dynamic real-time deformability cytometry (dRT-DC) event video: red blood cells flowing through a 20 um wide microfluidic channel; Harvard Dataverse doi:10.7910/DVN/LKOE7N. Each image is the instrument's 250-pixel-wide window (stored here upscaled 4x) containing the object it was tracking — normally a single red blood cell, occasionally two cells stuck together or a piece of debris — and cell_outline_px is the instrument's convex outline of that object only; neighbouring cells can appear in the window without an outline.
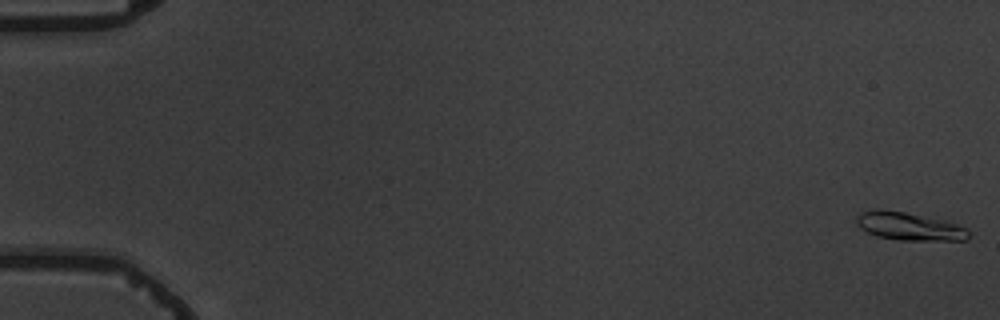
{"species": "common noctule bat (a hibernating species)", "species_latin": "Nyctalus noctula", "temperature_condition": "warm", "stored_images_in_passage": 8, "camera_frame_rate_fps": 3000, "um_per_image_px": 0.085, "animal": {"sex": "male", "body_mass_g": 19.5, "forearm_length_mm": 54.6}, "frame": {"image": 1, "passage_image": 1, "time_ms": 0.0, "image_size_px": [1000, 320], "cell_outline_px": [[968, 240], [900, 240], [876, 236], [860, 228], [856, 224], [856, 216], [860, 212], [876, 208], [904, 212], [944, 220], [968, 228]], "centroid_in_image_um": [77.24, 19.23], "position_along_channel_um": 7.8, "area_um2": 18.32}}
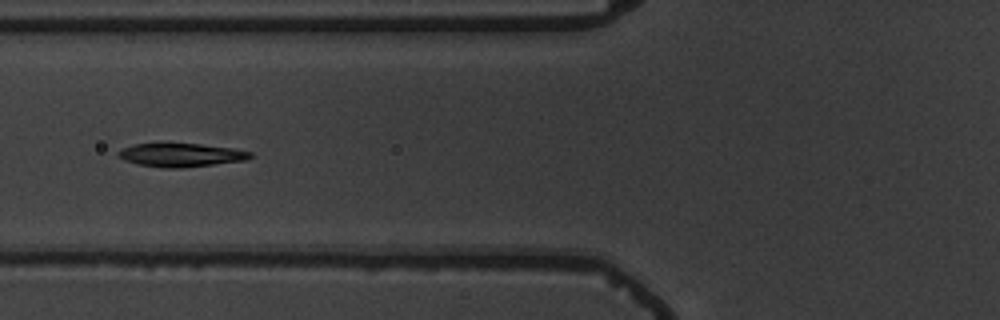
{"frame": {"image": 2, "passage_image": 7, "time_ms": 7.333, "image_size_px": [1000, 320], "cell_outline_px": [[252, 156], [244, 160], [180, 168], [160, 168], [136, 164], [124, 160], [116, 156], [116, 152], [120, 148], [136, 144], [200, 144], [232, 148], [252, 152]], "centroid_in_image_um": [15.3, 13.18], "position_along_channel_um": 110.5, "area_um2": 17.98}}
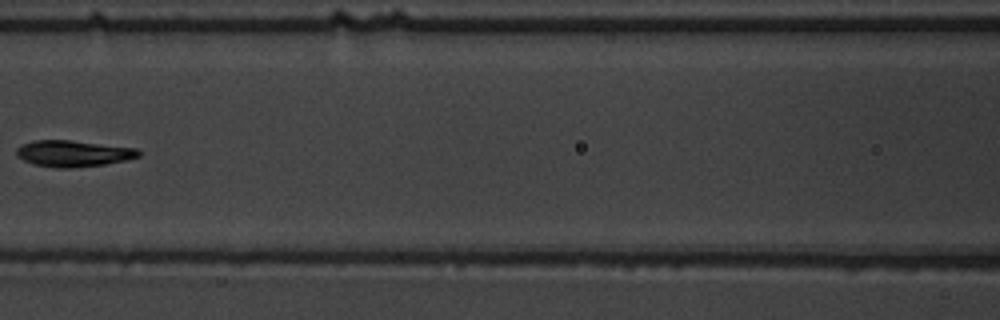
{"frame": {"image": 3, "passage_image": 8, "time_ms": 8.667, "image_size_px": [1000, 320], "cell_outline_px": [[140, 156], [124, 160], [104, 164], [68, 168], [60, 168], [32, 164], [16, 156], [16, 148], [20, 144], [32, 140], [72, 140], [136, 148], [140, 152]], "centroid_in_image_um": [6.17, 13.03], "position_along_channel_um": 160.4, "area_um2": 18.73}}